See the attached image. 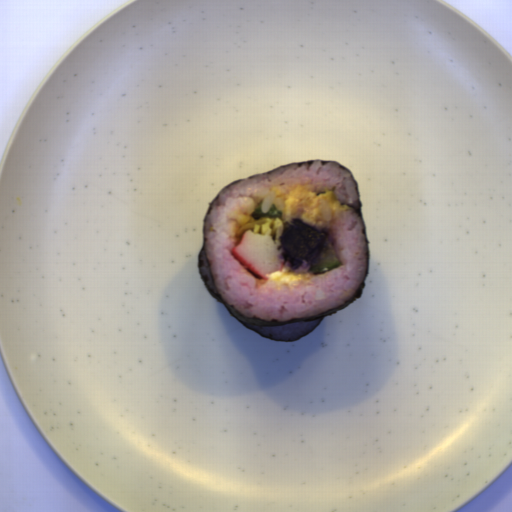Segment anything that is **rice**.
<instances>
[{"label": "rice", "instance_id": "obj_3", "mask_svg": "<svg viewBox=\"0 0 512 512\" xmlns=\"http://www.w3.org/2000/svg\"><path fill=\"white\" fill-rule=\"evenodd\" d=\"M200 271L202 273V276L204 278L206 285L217 294V292L213 286L211 276H210L205 251H202V253L200 255ZM217 296H218V294H217Z\"/></svg>", "mask_w": 512, "mask_h": 512}, {"label": "rice", "instance_id": "obj_1", "mask_svg": "<svg viewBox=\"0 0 512 512\" xmlns=\"http://www.w3.org/2000/svg\"><path fill=\"white\" fill-rule=\"evenodd\" d=\"M297 186H306L318 197L332 192L340 205L355 206L356 185L351 175L332 162L310 166L293 165L267 172L257 178L235 182L213 202L204 226L209 267L217 290L235 310L244 316L263 321L291 320L323 313L347 303L359 290L367 271L368 253L362 220L355 209L336 213L323 199L318 201L325 220L317 223L306 214L287 215V194ZM263 201L262 211L275 204L282 221L299 218L307 224L329 228L332 251L341 265L330 271L312 274L306 261L296 271L305 273L307 281L280 284L258 280L232 255V248L242 237L239 229L247 224L252 211Z\"/></svg>", "mask_w": 512, "mask_h": 512}, {"label": "rice", "instance_id": "obj_2", "mask_svg": "<svg viewBox=\"0 0 512 512\" xmlns=\"http://www.w3.org/2000/svg\"><path fill=\"white\" fill-rule=\"evenodd\" d=\"M319 320L306 322L302 324L282 325L276 327H255L251 325L249 326L257 330L258 332L270 336L272 338H276L283 341H292L302 335H305L315 326V324Z\"/></svg>", "mask_w": 512, "mask_h": 512}]
</instances>
